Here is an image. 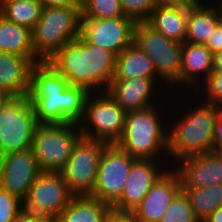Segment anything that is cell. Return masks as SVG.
<instances>
[{
  "label": "cell",
  "instance_id": "cell-26",
  "mask_svg": "<svg viewBox=\"0 0 222 222\" xmlns=\"http://www.w3.org/2000/svg\"><path fill=\"white\" fill-rule=\"evenodd\" d=\"M187 196L193 214L199 221H205L216 209L222 207V184L202 188L181 187Z\"/></svg>",
  "mask_w": 222,
  "mask_h": 222
},
{
  "label": "cell",
  "instance_id": "cell-44",
  "mask_svg": "<svg viewBox=\"0 0 222 222\" xmlns=\"http://www.w3.org/2000/svg\"><path fill=\"white\" fill-rule=\"evenodd\" d=\"M217 4H218V6L221 8V10H222V0H218L217 2H216Z\"/></svg>",
  "mask_w": 222,
  "mask_h": 222
},
{
  "label": "cell",
  "instance_id": "cell-29",
  "mask_svg": "<svg viewBox=\"0 0 222 222\" xmlns=\"http://www.w3.org/2000/svg\"><path fill=\"white\" fill-rule=\"evenodd\" d=\"M194 93L202 101L222 107V71L213 70Z\"/></svg>",
  "mask_w": 222,
  "mask_h": 222
},
{
  "label": "cell",
  "instance_id": "cell-16",
  "mask_svg": "<svg viewBox=\"0 0 222 222\" xmlns=\"http://www.w3.org/2000/svg\"><path fill=\"white\" fill-rule=\"evenodd\" d=\"M42 172L31 149L0 156V187L22 202Z\"/></svg>",
  "mask_w": 222,
  "mask_h": 222
},
{
  "label": "cell",
  "instance_id": "cell-40",
  "mask_svg": "<svg viewBox=\"0 0 222 222\" xmlns=\"http://www.w3.org/2000/svg\"><path fill=\"white\" fill-rule=\"evenodd\" d=\"M205 222H222V207L216 209Z\"/></svg>",
  "mask_w": 222,
  "mask_h": 222
},
{
  "label": "cell",
  "instance_id": "cell-38",
  "mask_svg": "<svg viewBox=\"0 0 222 222\" xmlns=\"http://www.w3.org/2000/svg\"><path fill=\"white\" fill-rule=\"evenodd\" d=\"M12 222H55L54 220H45L41 218L33 217L32 215L26 213L22 210Z\"/></svg>",
  "mask_w": 222,
  "mask_h": 222
},
{
  "label": "cell",
  "instance_id": "cell-43",
  "mask_svg": "<svg viewBox=\"0 0 222 222\" xmlns=\"http://www.w3.org/2000/svg\"><path fill=\"white\" fill-rule=\"evenodd\" d=\"M216 152L222 157V145L216 150Z\"/></svg>",
  "mask_w": 222,
  "mask_h": 222
},
{
  "label": "cell",
  "instance_id": "cell-28",
  "mask_svg": "<svg viewBox=\"0 0 222 222\" xmlns=\"http://www.w3.org/2000/svg\"><path fill=\"white\" fill-rule=\"evenodd\" d=\"M82 18L106 19L125 16L119 0H88L81 9Z\"/></svg>",
  "mask_w": 222,
  "mask_h": 222
},
{
  "label": "cell",
  "instance_id": "cell-36",
  "mask_svg": "<svg viewBox=\"0 0 222 222\" xmlns=\"http://www.w3.org/2000/svg\"><path fill=\"white\" fill-rule=\"evenodd\" d=\"M43 8L47 7H78L72 0H39Z\"/></svg>",
  "mask_w": 222,
  "mask_h": 222
},
{
  "label": "cell",
  "instance_id": "cell-31",
  "mask_svg": "<svg viewBox=\"0 0 222 222\" xmlns=\"http://www.w3.org/2000/svg\"><path fill=\"white\" fill-rule=\"evenodd\" d=\"M126 17L135 22H145L156 8L155 0H119Z\"/></svg>",
  "mask_w": 222,
  "mask_h": 222
},
{
  "label": "cell",
  "instance_id": "cell-21",
  "mask_svg": "<svg viewBox=\"0 0 222 222\" xmlns=\"http://www.w3.org/2000/svg\"><path fill=\"white\" fill-rule=\"evenodd\" d=\"M34 65L30 58L0 52V89L13 97L28 96Z\"/></svg>",
  "mask_w": 222,
  "mask_h": 222
},
{
  "label": "cell",
  "instance_id": "cell-4",
  "mask_svg": "<svg viewBox=\"0 0 222 222\" xmlns=\"http://www.w3.org/2000/svg\"><path fill=\"white\" fill-rule=\"evenodd\" d=\"M169 101L170 97L165 106L169 104L167 111L162 103L127 111L123 134L115 144L137 159L168 160L167 112H170V105H174Z\"/></svg>",
  "mask_w": 222,
  "mask_h": 222
},
{
  "label": "cell",
  "instance_id": "cell-3",
  "mask_svg": "<svg viewBox=\"0 0 222 222\" xmlns=\"http://www.w3.org/2000/svg\"><path fill=\"white\" fill-rule=\"evenodd\" d=\"M47 62L70 85L84 87L90 93L106 92L114 77L116 56L79 35L74 41L63 45Z\"/></svg>",
  "mask_w": 222,
  "mask_h": 222
},
{
  "label": "cell",
  "instance_id": "cell-2",
  "mask_svg": "<svg viewBox=\"0 0 222 222\" xmlns=\"http://www.w3.org/2000/svg\"><path fill=\"white\" fill-rule=\"evenodd\" d=\"M191 94L194 95L191 96ZM172 95L171 103L175 102L174 104H176L177 102L178 104L170 106V118H168V120L174 118L171 119L172 122L168 121V160L170 158V166L183 158L213 151V129L218 115V106L202 101L199 96H195V93L190 92L188 94L187 92L186 94L183 92V96L178 93L179 98L175 94L173 98ZM182 97L184 98L182 99ZM184 99H187L186 102ZM174 107L180 110L178 111ZM184 107L186 108L184 109Z\"/></svg>",
  "mask_w": 222,
  "mask_h": 222
},
{
  "label": "cell",
  "instance_id": "cell-10",
  "mask_svg": "<svg viewBox=\"0 0 222 222\" xmlns=\"http://www.w3.org/2000/svg\"><path fill=\"white\" fill-rule=\"evenodd\" d=\"M108 143L81 136L60 171L74 197L91 196L99 161Z\"/></svg>",
  "mask_w": 222,
  "mask_h": 222
},
{
  "label": "cell",
  "instance_id": "cell-20",
  "mask_svg": "<svg viewBox=\"0 0 222 222\" xmlns=\"http://www.w3.org/2000/svg\"><path fill=\"white\" fill-rule=\"evenodd\" d=\"M211 0H196L188 7L185 42L204 45L222 21V10Z\"/></svg>",
  "mask_w": 222,
  "mask_h": 222
},
{
  "label": "cell",
  "instance_id": "cell-12",
  "mask_svg": "<svg viewBox=\"0 0 222 222\" xmlns=\"http://www.w3.org/2000/svg\"><path fill=\"white\" fill-rule=\"evenodd\" d=\"M136 159L116 144H108L101 155L90 197L112 206L121 197L127 176Z\"/></svg>",
  "mask_w": 222,
  "mask_h": 222
},
{
  "label": "cell",
  "instance_id": "cell-6",
  "mask_svg": "<svg viewBox=\"0 0 222 222\" xmlns=\"http://www.w3.org/2000/svg\"><path fill=\"white\" fill-rule=\"evenodd\" d=\"M133 42L152 60L158 77L171 89H180L183 43L166 38L145 22H136ZM177 87V88H176Z\"/></svg>",
  "mask_w": 222,
  "mask_h": 222
},
{
  "label": "cell",
  "instance_id": "cell-30",
  "mask_svg": "<svg viewBox=\"0 0 222 222\" xmlns=\"http://www.w3.org/2000/svg\"><path fill=\"white\" fill-rule=\"evenodd\" d=\"M160 222H198L189 200L182 190L173 199Z\"/></svg>",
  "mask_w": 222,
  "mask_h": 222
},
{
  "label": "cell",
  "instance_id": "cell-27",
  "mask_svg": "<svg viewBox=\"0 0 222 222\" xmlns=\"http://www.w3.org/2000/svg\"><path fill=\"white\" fill-rule=\"evenodd\" d=\"M42 9L39 0H0V15L31 30L38 22Z\"/></svg>",
  "mask_w": 222,
  "mask_h": 222
},
{
  "label": "cell",
  "instance_id": "cell-41",
  "mask_svg": "<svg viewBox=\"0 0 222 222\" xmlns=\"http://www.w3.org/2000/svg\"><path fill=\"white\" fill-rule=\"evenodd\" d=\"M12 97L8 92L0 89V112Z\"/></svg>",
  "mask_w": 222,
  "mask_h": 222
},
{
  "label": "cell",
  "instance_id": "cell-33",
  "mask_svg": "<svg viewBox=\"0 0 222 222\" xmlns=\"http://www.w3.org/2000/svg\"><path fill=\"white\" fill-rule=\"evenodd\" d=\"M213 54L222 50V21L204 44Z\"/></svg>",
  "mask_w": 222,
  "mask_h": 222
},
{
  "label": "cell",
  "instance_id": "cell-5",
  "mask_svg": "<svg viewBox=\"0 0 222 222\" xmlns=\"http://www.w3.org/2000/svg\"><path fill=\"white\" fill-rule=\"evenodd\" d=\"M81 8L47 7L32 29V44L35 55L47 62L63 45L80 35Z\"/></svg>",
  "mask_w": 222,
  "mask_h": 222
},
{
  "label": "cell",
  "instance_id": "cell-23",
  "mask_svg": "<svg viewBox=\"0 0 222 222\" xmlns=\"http://www.w3.org/2000/svg\"><path fill=\"white\" fill-rule=\"evenodd\" d=\"M0 52L30 58L35 64L42 62L34 53L32 30L5 19L0 15Z\"/></svg>",
  "mask_w": 222,
  "mask_h": 222
},
{
  "label": "cell",
  "instance_id": "cell-15",
  "mask_svg": "<svg viewBox=\"0 0 222 222\" xmlns=\"http://www.w3.org/2000/svg\"><path fill=\"white\" fill-rule=\"evenodd\" d=\"M168 161L136 159L127 176L121 197L111 206L112 212L131 213L157 179L171 167Z\"/></svg>",
  "mask_w": 222,
  "mask_h": 222
},
{
  "label": "cell",
  "instance_id": "cell-37",
  "mask_svg": "<svg viewBox=\"0 0 222 222\" xmlns=\"http://www.w3.org/2000/svg\"><path fill=\"white\" fill-rule=\"evenodd\" d=\"M107 222H139L130 213H115L112 212L107 219Z\"/></svg>",
  "mask_w": 222,
  "mask_h": 222
},
{
  "label": "cell",
  "instance_id": "cell-35",
  "mask_svg": "<svg viewBox=\"0 0 222 222\" xmlns=\"http://www.w3.org/2000/svg\"><path fill=\"white\" fill-rule=\"evenodd\" d=\"M196 0H155L157 7H190Z\"/></svg>",
  "mask_w": 222,
  "mask_h": 222
},
{
  "label": "cell",
  "instance_id": "cell-13",
  "mask_svg": "<svg viewBox=\"0 0 222 222\" xmlns=\"http://www.w3.org/2000/svg\"><path fill=\"white\" fill-rule=\"evenodd\" d=\"M136 22L126 16L95 19L81 18L80 36L118 56L133 43Z\"/></svg>",
  "mask_w": 222,
  "mask_h": 222
},
{
  "label": "cell",
  "instance_id": "cell-1",
  "mask_svg": "<svg viewBox=\"0 0 222 222\" xmlns=\"http://www.w3.org/2000/svg\"><path fill=\"white\" fill-rule=\"evenodd\" d=\"M90 92L69 81L49 62H40L31 72L28 98L38 123H79Z\"/></svg>",
  "mask_w": 222,
  "mask_h": 222
},
{
  "label": "cell",
  "instance_id": "cell-34",
  "mask_svg": "<svg viewBox=\"0 0 222 222\" xmlns=\"http://www.w3.org/2000/svg\"><path fill=\"white\" fill-rule=\"evenodd\" d=\"M222 145V107H218L217 119L213 129V151Z\"/></svg>",
  "mask_w": 222,
  "mask_h": 222
},
{
  "label": "cell",
  "instance_id": "cell-39",
  "mask_svg": "<svg viewBox=\"0 0 222 222\" xmlns=\"http://www.w3.org/2000/svg\"><path fill=\"white\" fill-rule=\"evenodd\" d=\"M213 70L222 71V50L213 54Z\"/></svg>",
  "mask_w": 222,
  "mask_h": 222
},
{
  "label": "cell",
  "instance_id": "cell-11",
  "mask_svg": "<svg viewBox=\"0 0 222 222\" xmlns=\"http://www.w3.org/2000/svg\"><path fill=\"white\" fill-rule=\"evenodd\" d=\"M74 196L60 172H42L31 185L23 210L36 218L54 220Z\"/></svg>",
  "mask_w": 222,
  "mask_h": 222
},
{
  "label": "cell",
  "instance_id": "cell-19",
  "mask_svg": "<svg viewBox=\"0 0 222 222\" xmlns=\"http://www.w3.org/2000/svg\"><path fill=\"white\" fill-rule=\"evenodd\" d=\"M212 71L213 53L205 45L184 42L179 93H194Z\"/></svg>",
  "mask_w": 222,
  "mask_h": 222
},
{
  "label": "cell",
  "instance_id": "cell-18",
  "mask_svg": "<svg viewBox=\"0 0 222 222\" xmlns=\"http://www.w3.org/2000/svg\"><path fill=\"white\" fill-rule=\"evenodd\" d=\"M172 167L179 174L181 187L222 184V157L216 151L183 158Z\"/></svg>",
  "mask_w": 222,
  "mask_h": 222
},
{
  "label": "cell",
  "instance_id": "cell-8",
  "mask_svg": "<svg viewBox=\"0 0 222 222\" xmlns=\"http://www.w3.org/2000/svg\"><path fill=\"white\" fill-rule=\"evenodd\" d=\"M126 111L107 93H90L82 120V136L115 144L125 126Z\"/></svg>",
  "mask_w": 222,
  "mask_h": 222
},
{
  "label": "cell",
  "instance_id": "cell-42",
  "mask_svg": "<svg viewBox=\"0 0 222 222\" xmlns=\"http://www.w3.org/2000/svg\"><path fill=\"white\" fill-rule=\"evenodd\" d=\"M79 8L82 7L87 3L88 0H72Z\"/></svg>",
  "mask_w": 222,
  "mask_h": 222
},
{
  "label": "cell",
  "instance_id": "cell-22",
  "mask_svg": "<svg viewBox=\"0 0 222 222\" xmlns=\"http://www.w3.org/2000/svg\"><path fill=\"white\" fill-rule=\"evenodd\" d=\"M159 78L152 60L133 42L116 56L113 79Z\"/></svg>",
  "mask_w": 222,
  "mask_h": 222
},
{
  "label": "cell",
  "instance_id": "cell-9",
  "mask_svg": "<svg viewBox=\"0 0 222 222\" xmlns=\"http://www.w3.org/2000/svg\"><path fill=\"white\" fill-rule=\"evenodd\" d=\"M37 125L28 96L12 97L0 112V156L31 149Z\"/></svg>",
  "mask_w": 222,
  "mask_h": 222
},
{
  "label": "cell",
  "instance_id": "cell-32",
  "mask_svg": "<svg viewBox=\"0 0 222 222\" xmlns=\"http://www.w3.org/2000/svg\"><path fill=\"white\" fill-rule=\"evenodd\" d=\"M23 210V202L0 187V222H12Z\"/></svg>",
  "mask_w": 222,
  "mask_h": 222
},
{
  "label": "cell",
  "instance_id": "cell-25",
  "mask_svg": "<svg viewBox=\"0 0 222 222\" xmlns=\"http://www.w3.org/2000/svg\"><path fill=\"white\" fill-rule=\"evenodd\" d=\"M187 8L157 7L146 21L166 38L184 43L186 38Z\"/></svg>",
  "mask_w": 222,
  "mask_h": 222
},
{
  "label": "cell",
  "instance_id": "cell-17",
  "mask_svg": "<svg viewBox=\"0 0 222 222\" xmlns=\"http://www.w3.org/2000/svg\"><path fill=\"white\" fill-rule=\"evenodd\" d=\"M181 191V180L171 166L153 184L149 192L130 213L139 222H160L169 205Z\"/></svg>",
  "mask_w": 222,
  "mask_h": 222
},
{
  "label": "cell",
  "instance_id": "cell-7",
  "mask_svg": "<svg viewBox=\"0 0 222 222\" xmlns=\"http://www.w3.org/2000/svg\"><path fill=\"white\" fill-rule=\"evenodd\" d=\"M82 136L77 123H38L31 150L44 172H60Z\"/></svg>",
  "mask_w": 222,
  "mask_h": 222
},
{
  "label": "cell",
  "instance_id": "cell-14",
  "mask_svg": "<svg viewBox=\"0 0 222 222\" xmlns=\"http://www.w3.org/2000/svg\"><path fill=\"white\" fill-rule=\"evenodd\" d=\"M164 88L170 89L160 78L112 79L106 92L127 112L160 104L163 101L165 106V101L171 93L165 92ZM166 93L170 95L165 98Z\"/></svg>",
  "mask_w": 222,
  "mask_h": 222
},
{
  "label": "cell",
  "instance_id": "cell-24",
  "mask_svg": "<svg viewBox=\"0 0 222 222\" xmlns=\"http://www.w3.org/2000/svg\"><path fill=\"white\" fill-rule=\"evenodd\" d=\"M112 207L90 196L73 197L55 222H107Z\"/></svg>",
  "mask_w": 222,
  "mask_h": 222
}]
</instances>
